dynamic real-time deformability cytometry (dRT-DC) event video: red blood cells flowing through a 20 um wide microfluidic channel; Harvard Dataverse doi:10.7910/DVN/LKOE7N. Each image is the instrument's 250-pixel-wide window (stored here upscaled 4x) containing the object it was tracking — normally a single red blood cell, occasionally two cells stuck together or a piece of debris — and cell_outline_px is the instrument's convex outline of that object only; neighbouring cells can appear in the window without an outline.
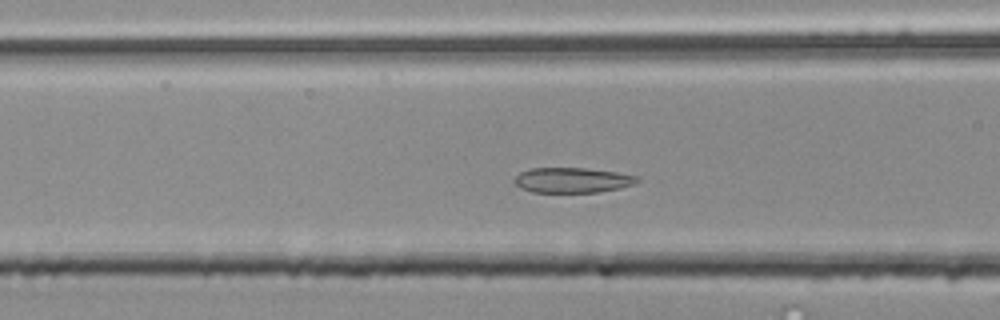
{"species": "common noctule bat (a hibernating species)", "species_latin": "Nyctalus noctula", "temperature_condition": "room temperature", "stored_images_in_passage": 48, "camera_frame_rate_fps": 3000, "um_per_image_px": 0.085, "animal": {"sex": "male", "body_mass_g": 20.4}, "frame": {"image": 1, "passage_image": 15, "time_ms": 4.667, "image_size_px": [1000, 320], "cell_outline_px": [[644, 180], [636, 184], [620, 188], [600, 192], [532, 192], [520, 188], [512, 180], [520, 172], [528, 168], [588, 168], [616, 172], [640, 176]], "centroid_in_image_um": [48.71, 15.31], "position_along_channel_um": 117.9, "area_um2": 18.38}}
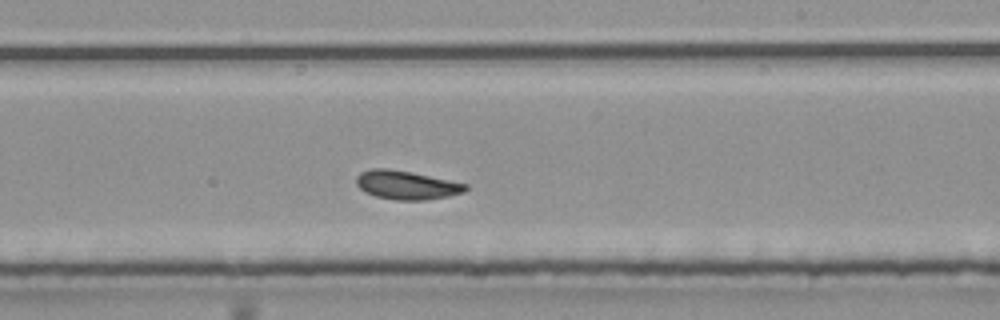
{"frame": {"image": 2, "passage_image": 26, "time_ms": 8.333, "image_size_px": [1000, 320], "cell_outline_px": [[468, 188], [464, 192], [448, 196], [424, 200], [396, 200], [376, 196], [364, 192], [356, 184], [356, 176], [360, 172], [372, 168], [388, 168], [468, 184]], "centroid_in_image_um": [34.52, 15.73], "position_along_channel_um": 254.5, "area_um2": 18.09}}
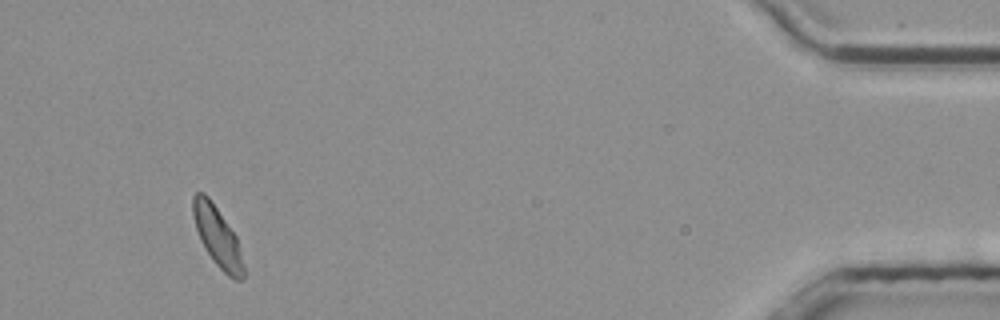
{"frame": {"image": 3, "passage_image": 45, "time_ms": 14.667, "image_size_px": [1000, 320], "cell_outline_px": [[244, 280], [236, 280], [228, 276], [212, 260], [200, 240], [192, 216], [192, 196], [196, 192], [204, 192], [208, 196], [236, 236], [244, 264]], "centroid_in_image_um": [18.47, 20.12], "position_along_channel_um": 416.7, "area_um2": 17.63}, "authors_computed_cell_mechanics": {"area_um2": 18.0336, "velocity_mm_per_s": 3.7229, "shape_relaxation_time_tau1_ms": 3.6729, "shape_relaxation_time_tau2_ms": 1.0385, "deformation_change_tau1": 0.0937, "deformation_change_tau2": 0.0612}}